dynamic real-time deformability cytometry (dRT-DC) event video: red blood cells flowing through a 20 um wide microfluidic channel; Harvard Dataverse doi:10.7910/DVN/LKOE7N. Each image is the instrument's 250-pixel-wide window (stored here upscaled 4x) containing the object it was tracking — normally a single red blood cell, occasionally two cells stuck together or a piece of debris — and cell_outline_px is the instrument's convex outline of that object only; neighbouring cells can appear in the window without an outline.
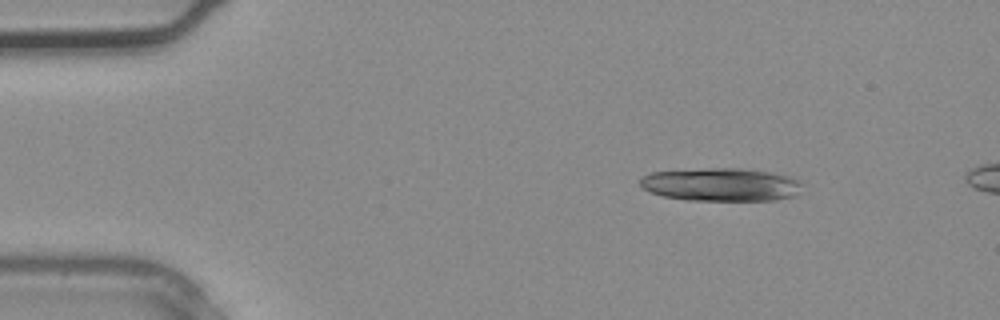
{"species": "common noctule bat (a hibernating species)", "species_latin": "Nyctalus noctula", "temperature_condition": "warm", "stored_images_in_passage": 2, "camera_frame_rate_fps": 3000, "um_per_image_px": 0.085, "animal": {"sex": "male", "body_mass_g": 20.4}, "frame": {"image": 1, "passage_image": 1, "time_ms": 0.0, "image_size_px": [1000, 320], "cell_outline_px": [[804, 184], [800, 196], [772, 200], [688, 200], [664, 196], [652, 192], [644, 188], [640, 184], [640, 180], [644, 176], [652, 172], [708, 168], [744, 168], [792, 176], [804, 180]], "centroid_in_image_um": [61.44, 15.69], "position_along_channel_um": 23.6, "area_um2": 31.67}}